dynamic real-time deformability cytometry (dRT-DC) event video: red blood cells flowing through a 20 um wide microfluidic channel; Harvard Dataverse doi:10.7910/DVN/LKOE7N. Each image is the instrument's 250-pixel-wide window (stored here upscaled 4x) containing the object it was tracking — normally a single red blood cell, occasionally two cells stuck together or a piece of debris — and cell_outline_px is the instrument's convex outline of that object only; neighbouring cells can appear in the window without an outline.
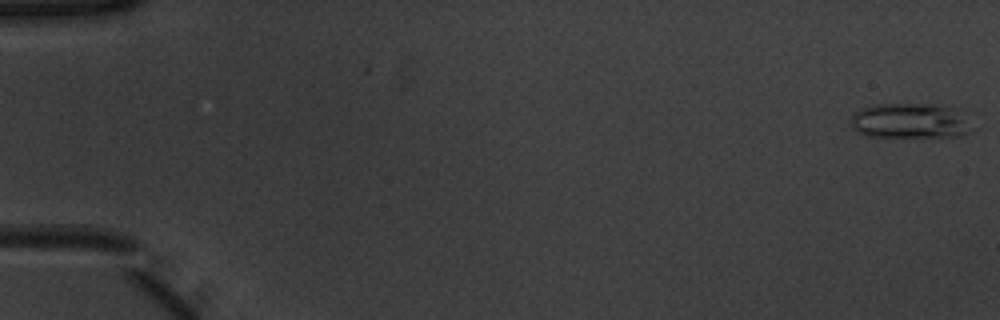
{"species": "common noctule bat (a hibernating species)", "species_latin": "Nyctalus noctula", "temperature_condition": "warm", "stored_images_in_passage": 52, "camera_frame_rate_fps": 3000, "um_per_image_px": 0.085, "animal": {"sex": "male", "body_mass_g": 20.1, "forearm_length_mm": 53.5}, "frame": {"image": 1, "passage_image": 1, "time_ms": 0.0, "image_size_px": [1000, 320], "cell_outline_px": [[972, 132], [960, 136], [868, 136], [852, 128], [852, 116], [856, 112], [872, 104], [932, 104], [948, 108]], "centroid_in_image_um": [77.18, 10.28], "position_along_channel_um": 7.8, "area_um2": 23.35}}
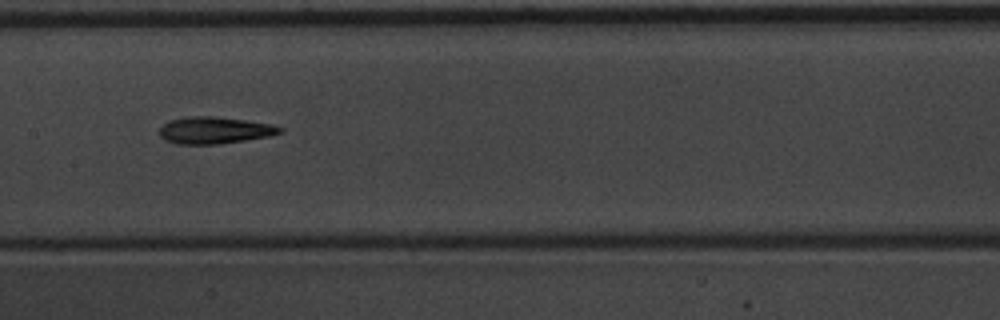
{"frame": {"image": 2, "passage_image": 27, "time_ms": 8.667, "image_size_px": [1000, 320], "cell_outline_px": [[284, 132], [268, 136], [244, 140], [216, 144], [176, 144], [164, 140], [160, 136], [160, 128], [168, 120], [188, 116], [212, 116], [244, 120], [272, 124], [284, 128]], "centroid_in_image_um": [18.22, 11.07], "position_along_channel_um": 189.2, "area_um2": 18.84}}
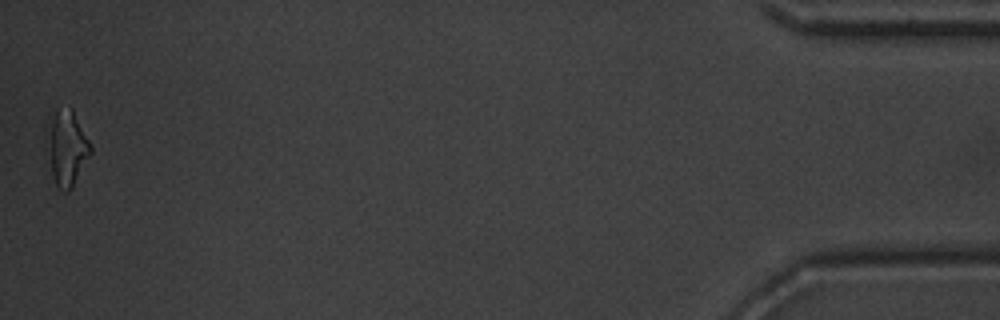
{"frame": {"image": 3, "passage_image": 52, "time_ms": 17.0, "image_size_px": [1000, 320], "cell_outline_px": [[92, 152], [72, 188], [68, 192], [64, 192], [56, 184], [44, 148], [52, 120], [56, 112], [72, 108], [92, 144]], "centroid_in_image_um": [5.71, 12.64], "position_along_channel_um": 429.5, "area_um2": 18.84}, "authors_computed_cell_mechanics": {"area_um2": 18.5827, "velocity_mm_per_s": 3.9414, "shape_relaxation_time_tau1_ms": 5.1672, "shape_relaxation_time_tau2_ms": 4.1485, "deformation_change_tau1": 0.1572, "deformation_change_tau2": 0.1657}}